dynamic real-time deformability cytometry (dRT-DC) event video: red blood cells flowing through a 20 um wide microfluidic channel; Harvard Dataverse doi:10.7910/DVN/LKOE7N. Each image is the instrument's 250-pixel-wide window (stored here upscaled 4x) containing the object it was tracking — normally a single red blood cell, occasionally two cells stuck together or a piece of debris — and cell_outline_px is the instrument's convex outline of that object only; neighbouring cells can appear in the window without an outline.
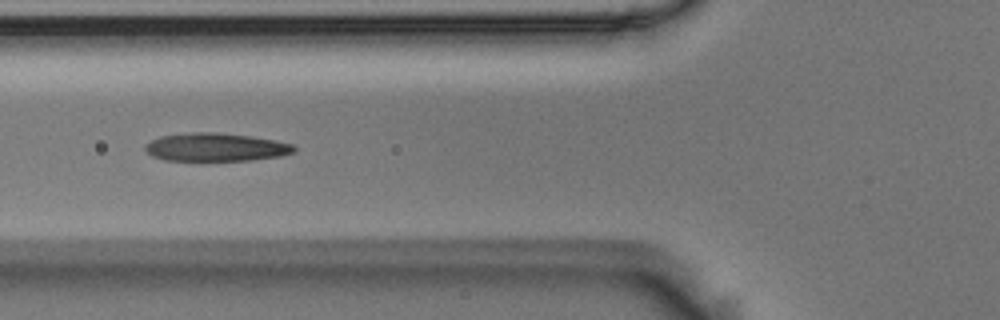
{"species": "Egyptian fruit bat (a non-hibernating species)", "species_latin": "Rousettus aegyptiacus", "temperature_condition": "room temperature", "stored_images_in_passage": 14, "camera_frame_rate_fps": 3000, "um_per_image_px": 0.085, "animal": {"sex": "male"}, "frame": {"image": 1, "passage_image": 5, "time_ms": 1.333, "image_size_px": [1000, 320], "cell_outline_px": [[296, 152], [280, 156], [252, 160], [164, 160], [152, 156], [144, 148], [144, 144], [160, 136], [192, 132], [216, 132], [252, 136], [276, 140], [292, 144], [296, 148]], "centroid_in_image_um": [18.36, 12.5], "position_along_channel_um": 107.4, "area_um2": 24.51}}
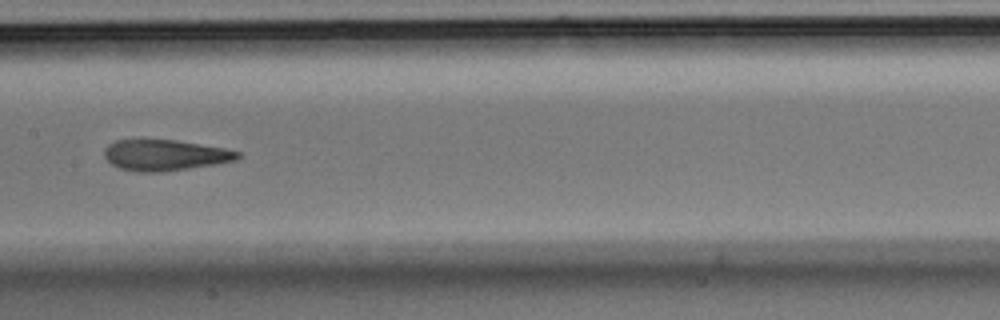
{"frame": {"image": 2, "passage_image": 7, "time_ms": 2.0, "image_size_px": [1000, 320], "cell_outline_px": [[240, 156], [236, 160], [216, 164], [160, 172], [136, 172], [120, 168], [112, 164], [104, 156], [104, 148], [108, 144], [116, 140], [140, 136], [144, 136], [176, 140], [224, 148], [240, 152]], "centroid_in_image_um": [13.94, 13.13], "position_along_channel_um": 193.5, "area_um2": 24.8}}
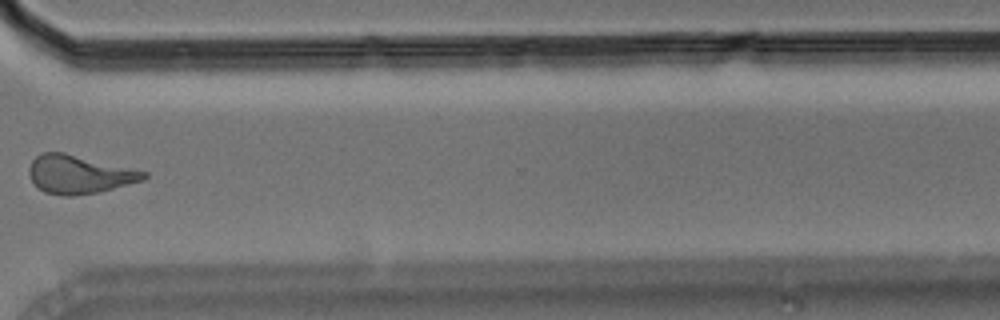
{"frame": {"image": 3, "passage_image": 11, "time_ms": 3.333, "image_size_px": [1000, 320], "cell_outline_px": [[148, 176], [144, 180], [100, 192], [72, 196], [64, 196], [44, 192], [32, 180], [28, 172], [28, 168], [32, 160], [36, 156], [44, 152], [64, 152], [148, 172]], "centroid_in_image_um": [6.74, 14.82], "position_along_channel_um": 363.9, "area_um2": 25.61}}